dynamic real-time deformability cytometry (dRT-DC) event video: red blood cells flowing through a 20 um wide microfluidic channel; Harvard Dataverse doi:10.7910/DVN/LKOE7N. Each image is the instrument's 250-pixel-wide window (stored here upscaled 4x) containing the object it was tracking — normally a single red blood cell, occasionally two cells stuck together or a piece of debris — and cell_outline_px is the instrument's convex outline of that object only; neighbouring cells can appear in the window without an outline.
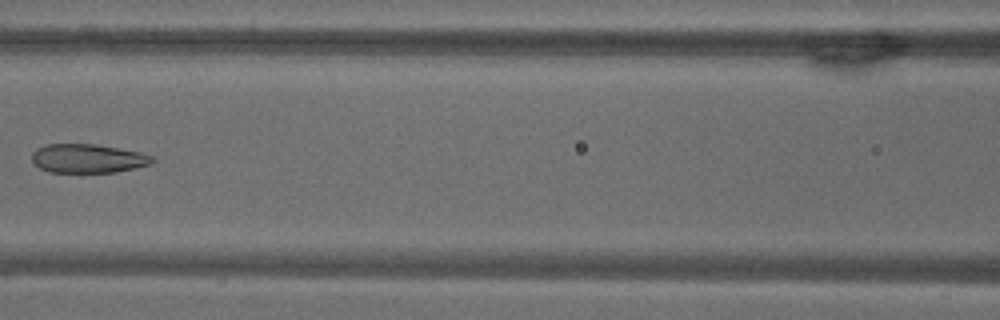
{"species": "common noctule bat (a hibernating species)", "species_latin": "Nyctalus noctula", "temperature_condition": "warm", "stored_images_in_passage": 7, "camera_frame_rate_fps": 3000, "um_per_image_px": 0.085, "animal": {"sex": "male", "body_mass_g": 18.8}, "frame": {"image": 1, "passage_image": 6, "time_ms": 1.667, "image_size_px": [1000, 320], "cell_outline_px": [[156, 160], [152, 164], [116, 172], [48, 172], [32, 164], [32, 152], [36, 148], [48, 144], [92, 144], [140, 152], [152, 156]], "centroid_in_image_um": [7.44, 13.48], "position_along_channel_um": 159.2, "area_um2": 20.29}}
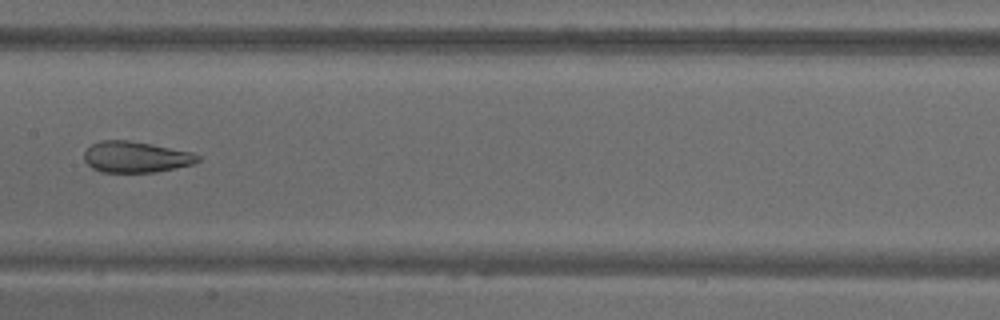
{"frame": {"image": 2, "passage_image": 7, "time_ms": 2.0, "image_size_px": [1000, 320], "cell_outline_px": [[200, 160], [192, 164], [176, 168], [156, 172], [100, 172], [92, 168], [84, 160], [84, 152], [92, 144], [100, 140], [128, 140], [192, 152], [200, 156]], "centroid_in_image_um": [11.53, 13.35], "position_along_channel_um": 195.9, "area_um2": 20.52}}